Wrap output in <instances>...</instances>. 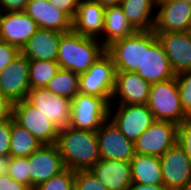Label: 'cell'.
Wrapping results in <instances>:
<instances>
[{
    "label": "cell",
    "instance_id": "cell-1",
    "mask_svg": "<svg viewBox=\"0 0 191 190\" xmlns=\"http://www.w3.org/2000/svg\"><path fill=\"white\" fill-rule=\"evenodd\" d=\"M55 144L65 168L89 170L100 159L95 131L64 128L59 130Z\"/></svg>",
    "mask_w": 191,
    "mask_h": 190
},
{
    "label": "cell",
    "instance_id": "cell-2",
    "mask_svg": "<svg viewBox=\"0 0 191 190\" xmlns=\"http://www.w3.org/2000/svg\"><path fill=\"white\" fill-rule=\"evenodd\" d=\"M106 52L98 38L83 36L73 30L60 37L57 63L78 75L85 73Z\"/></svg>",
    "mask_w": 191,
    "mask_h": 190
},
{
    "label": "cell",
    "instance_id": "cell-3",
    "mask_svg": "<svg viewBox=\"0 0 191 190\" xmlns=\"http://www.w3.org/2000/svg\"><path fill=\"white\" fill-rule=\"evenodd\" d=\"M146 105L155 120L171 121L178 125L189 118L183 110L175 77L153 83Z\"/></svg>",
    "mask_w": 191,
    "mask_h": 190
},
{
    "label": "cell",
    "instance_id": "cell-4",
    "mask_svg": "<svg viewBox=\"0 0 191 190\" xmlns=\"http://www.w3.org/2000/svg\"><path fill=\"white\" fill-rule=\"evenodd\" d=\"M115 79L114 61L106 51L85 73L79 75V93L101 97L110 105Z\"/></svg>",
    "mask_w": 191,
    "mask_h": 190
},
{
    "label": "cell",
    "instance_id": "cell-5",
    "mask_svg": "<svg viewBox=\"0 0 191 190\" xmlns=\"http://www.w3.org/2000/svg\"><path fill=\"white\" fill-rule=\"evenodd\" d=\"M136 73L151 84L175 77L164 48L153 30L144 31L142 66Z\"/></svg>",
    "mask_w": 191,
    "mask_h": 190
},
{
    "label": "cell",
    "instance_id": "cell-6",
    "mask_svg": "<svg viewBox=\"0 0 191 190\" xmlns=\"http://www.w3.org/2000/svg\"><path fill=\"white\" fill-rule=\"evenodd\" d=\"M114 107L109 105V119L133 143L156 121L146 104H119L113 113Z\"/></svg>",
    "mask_w": 191,
    "mask_h": 190
},
{
    "label": "cell",
    "instance_id": "cell-7",
    "mask_svg": "<svg viewBox=\"0 0 191 190\" xmlns=\"http://www.w3.org/2000/svg\"><path fill=\"white\" fill-rule=\"evenodd\" d=\"M109 118V104L101 97L78 93L71 100L70 127L97 131Z\"/></svg>",
    "mask_w": 191,
    "mask_h": 190
},
{
    "label": "cell",
    "instance_id": "cell-8",
    "mask_svg": "<svg viewBox=\"0 0 191 190\" xmlns=\"http://www.w3.org/2000/svg\"><path fill=\"white\" fill-rule=\"evenodd\" d=\"M35 109L51 120L58 130L68 128L71 124V100L51 93L46 88H33L25 99Z\"/></svg>",
    "mask_w": 191,
    "mask_h": 190
},
{
    "label": "cell",
    "instance_id": "cell-9",
    "mask_svg": "<svg viewBox=\"0 0 191 190\" xmlns=\"http://www.w3.org/2000/svg\"><path fill=\"white\" fill-rule=\"evenodd\" d=\"M177 124L156 120L134 142L137 154L160 157L177 142Z\"/></svg>",
    "mask_w": 191,
    "mask_h": 190
},
{
    "label": "cell",
    "instance_id": "cell-10",
    "mask_svg": "<svg viewBox=\"0 0 191 190\" xmlns=\"http://www.w3.org/2000/svg\"><path fill=\"white\" fill-rule=\"evenodd\" d=\"M14 120L27 129L42 145L55 144L59 133L55 124L25 99L14 103Z\"/></svg>",
    "mask_w": 191,
    "mask_h": 190
},
{
    "label": "cell",
    "instance_id": "cell-11",
    "mask_svg": "<svg viewBox=\"0 0 191 190\" xmlns=\"http://www.w3.org/2000/svg\"><path fill=\"white\" fill-rule=\"evenodd\" d=\"M144 31L113 41L106 47L114 61L116 71L136 72L142 66Z\"/></svg>",
    "mask_w": 191,
    "mask_h": 190
},
{
    "label": "cell",
    "instance_id": "cell-12",
    "mask_svg": "<svg viewBox=\"0 0 191 190\" xmlns=\"http://www.w3.org/2000/svg\"><path fill=\"white\" fill-rule=\"evenodd\" d=\"M163 185L168 190H177L191 181V160L176 142L160 156Z\"/></svg>",
    "mask_w": 191,
    "mask_h": 190
},
{
    "label": "cell",
    "instance_id": "cell-13",
    "mask_svg": "<svg viewBox=\"0 0 191 190\" xmlns=\"http://www.w3.org/2000/svg\"><path fill=\"white\" fill-rule=\"evenodd\" d=\"M30 190L65 169L56 144H43L29 157Z\"/></svg>",
    "mask_w": 191,
    "mask_h": 190
},
{
    "label": "cell",
    "instance_id": "cell-14",
    "mask_svg": "<svg viewBox=\"0 0 191 190\" xmlns=\"http://www.w3.org/2000/svg\"><path fill=\"white\" fill-rule=\"evenodd\" d=\"M100 158L130 162L135 155L129 141L108 118L96 131Z\"/></svg>",
    "mask_w": 191,
    "mask_h": 190
},
{
    "label": "cell",
    "instance_id": "cell-15",
    "mask_svg": "<svg viewBox=\"0 0 191 190\" xmlns=\"http://www.w3.org/2000/svg\"><path fill=\"white\" fill-rule=\"evenodd\" d=\"M153 31L186 32L191 21V4L179 0H157Z\"/></svg>",
    "mask_w": 191,
    "mask_h": 190
},
{
    "label": "cell",
    "instance_id": "cell-16",
    "mask_svg": "<svg viewBox=\"0 0 191 190\" xmlns=\"http://www.w3.org/2000/svg\"><path fill=\"white\" fill-rule=\"evenodd\" d=\"M29 90V60L20 53L1 71L0 93L15 103L26 99Z\"/></svg>",
    "mask_w": 191,
    "mask_h": 190
},
{
    "label": "cell",
    "instance_id": "cell-17",
    "mask_svg": "<svg viewBox=\"0 0 191 190\" xmlns=\"http://www.w3.org/2000/svg\"><path fill=\"white\" fill-rule=\"evenodd\" d=\"M151 85L136 72L116 71L111 104L118 98V104H147Z\"/></svg>",
    "mask_w": 191,
    "mask_h": 190
},
{
    "label": "cell",
    "instance_id": "cell-18",
    "mask_svg": "<svg viewBox=\"0 0 191 190\" xmlns=\"http://www.w3.org/2000/svg\"><path fill=\"white\" fill-rule=\"evenodd\" d=\"M37 29L36 22L24 11H4L0 24V40L21 50Z\"/></svg>",
    "mask_w": 191,
    "mask_h": 190
},
{
    "label": "cell",
    "instance_id": "cell-19",
    "mask_svg": "<svg viewBox=\"0 0 191 190\" xmlns=\"http://www.w3.org/2000/svg\"><path fill=\"white\" fill-rule=\"evenodd\" d=\"M175 75L191 70V37L187 32L156 33Z\"/></svg>",
    "mask_w": 191,
    "mask_h": 190
},
{
    "label": "cell",
    "instance_id": "cell-20",
    "mask_svg": "<svg viewBox=\"0 0 191 190\" xmlns=\"http://www.w3.org/2000/svg\"><path fill=\"white\" fill-rule=\"evenodd\" d=\"M38 28L66 33L72 30V20L48 0H29L24 10Z\"/></svg>",
    "mask_w": 191,
    "mask_h": 190
},
{
    "label": "cell",
    "instance_id": "cell-21",
    "mask_svg": "<svg viewBox=\"0 0 191 190\" xmlns=\"http://www.w3.org/2000/svg\"><path fill=\"white\" fill-rule=\"evenodd\" d=\"M89 170L108 190H126L132 183L130 162L100 158Z\"/></svg>",
    "mask_w": 191,
    "mask_h": 190
},
{
    "label": "cell",
    "instance_id": "cell-22",
    "mask_svg": "<svg viewBox=\"0 0 191 190\" xmlns=\"http://www.w3.org/2000/svg\"><path fill=\"white\" fill-rule=\"evenodd\" d=\"M105 9L95 0H80L72 30L83 36L99 38L103 33Z\"/></svg>",
    "mask_w": 191,
    "mask_h": 190
},
{
    "label": "cell",
    "instance_id": "cell-23",
    "mask_svg": "<svg viewBox=\"0 0 191 190\" xmlns=\"http://www.w3.org/2000/svg\"><path fill=\"white\" fill-rule=\"evenodd\" d=\"M63 33L38 28L20 50L28 60L57 61L60 37Z\"/></svg>",
    "mask_w": 191,
    "mask_h": 190
},
{
    "label": "cell",
    "instance_id": "cell-24",
    "mask_svg": "<svg viewBox=\"0 0 191 190\" xmlns=\"http://www.w3.org/2000/svg\"><path fill=\"white\" fill-rule=\"evenodd\" d=\"M157 0H122L120 6L135 31H151L154 27Z\"/></svg>",
    "mask_w": 191,
    "mask_h": 190
},
{
    "label": "cell",
    "instance_id": "cell-25",
    "mask_svg": "<svg viewBox=\"0 0 191 190\" xmlns=\"http://www.w3.org/2000/svg\"><path fill=\"white\" fill-rule=\"evenodd\" d=\"M132 182L163 185L160 157L135 153L130 161Z\"/></svg>",
    "mask_w": 191,
    "mask_h": 190
},
{
    "label": "cell",
    "instance_id": "cell-26",
    "mask_svg": "<svg viewBox=\"0 0 191 190\" xmlns=\"http://www.w3.org/2000/svg\"><path fill=\"white\" fill-rule=\"evenodd\" d=\"M135 30L129 24L120 5L110 6L105 9L103 33L98 38L107 47L113 41L131 36ZM104 35V36H103Z\"/></svg>",
    "mask_w": 191,
    "mask_h": 190
},
{
    "label": "cell",
    "instance_id": "cell-27",
    "mask_svg": "<svg viewBox=\"0 0 191 190\" xmlns=\"http://www.w3.org/2000/svg\"><path fill=\"white\" fill-rule=\"evenodd\" d=\"M42 144L12 118L10 156L29 157Z\"/></svg>",
    "mask_w": 191,
    "mask_h": 190
},
{
    "label": "cell",
    "instance_id": "cell-28",
    "mask_svg": "<svg viewBox=\"0 0 191 190\" xmlns=\"http://www.w3.org/2000/svg\"><path fill=\"white\" fill-rule=\"evenodd\" d=\"M45 88L51 93L72 100L79 93V75L60 68Z\"/></svg>",
    "mask_w": 191,
    "mask_h": 190
},
{
    "label": "cell",
    "instance_id": "cell-29",
    "mask_svg": "<svg viewBox=\"0 0 191 190\" xmlns=\"http://www.w3.org/2000/svg\"><path fill=\"white\" fill-rule=\"evenodd\" d=\"M59 69L57 61L29 60L30 89L45 88Z\"/></svg>",
    "mask_w": 191,
    "mask_h": 190
},
{
    "label": "cell",
    "instance_id": "cell-30",
    "mask_svg": "<svg viewBox=\"0 0 191 190\" xmlns=\"http://www.w3.org/2000/svg\"><path fill=\"white\" fill-rule=\"evenodd\" d=\"M75 170L65 168L59 174L53 176L32 190H74Z\"/></svg>",
    "mask_w": 191,
    "mask_h": 190
},
{
    "label": "cell",
    "instance_id": "cell-31",
    "mask_svg": "<svg viewBox=\"0 0 191 190\" xmlns=\"http://www.w3.org/2000/svg\"><path fill=\"white\" fill-rule=\"evenodd\" d=\"M9 176L30 189L29 159L28 157L10 156L8 172Z\"/></svg>",
    "mask_w": 191,
    "mask_h": 190
},
{
    "label": "cell",
    "instance_id": "cell-32",
    "mask_svg": "<svg viewBox=\"0 0 191 190\" xmlns=\"http://www.w3.org/2000/svg\"><path fill=\"white\" fill-rule=\"evenodd\" d=\"M185 114L191 118V70L175 75Z\"/></svg>",
    "mask_w": 191,
    "mask_h": 190
},
{
    "label": "cell",
    "instance_id": "cell-33",
    "mask_svg": "<svg viewBox=\"0 0 191 190\" xmlns=\"http://www.w3.org/2000/svg\"><path fill=\"white\" fill-rule=\"evenodd\" d=\"M74 190H108L90 170H76Z\"/></svg>",
    "mask_w": 191,
    "mask_h": 190
},
{
    "label": "cell",
    "instance_id": "cell-34",
    "mask_svg": "<svg viewBox=\"0 0 191 190\" xmlns=\"http://www.w3.org/2000/svg\"><path fill=\"white\" fill-rule=\"evenodd\" d=\"M177 143L184 149L191 160V118L177 126Z\"/></svg>",
    "mask_w": 191,
    "mask_h": 190
},
{
    "label": "cell",
    "instance_id": "cell-35",
    "mask_svg": "<svg viewBox=\"0 0 191 190\" xmlns=\"http://www.w3.org/2000/svg\"><path fill=\"white\" fill-rule=\"evenodd\" d=\"M20 49L14 45L0 40V73L4 70L19 54Z\"/></svg>",
    "mask_w": 191,
    "mask_h": 190
},
{
    "label": "cell",
    "instance_id": "cell-36",
    "mask_svg": "<svg viewBox=\"0 0 191 190\" xmlns=\"http://www.w3.org/2000/svg\"><path fill=\"white\" fill-rule=\"evenodd\" d=\"M12 119L0 123V157L10 156Z\"/></svg>",
    "mask_w": 191,
    "mask_h": 190
},
{
    "label": "cell",
    "instance_id": "cell-37",
    "mask_svg": "<svg viewBox=\"0 0 191 190\" xmlns=\"http://www.w3.org/2000/svg\"><path fill=\"white\" fill-rule=\"evenodd\" d=\"M80 0H48L54 7L65 13L72 21L75 18Z\"/></svg>",
    "mask_w": 191,
    "mask_h": 190
},
{
    "label": "cell",
    "instance_id": "cell-38",
    "mask_svg": "<svg viewBox=\"0 0 191 190\" xmlns=\"http://www.w3.org/2000/svg\"><path fill=\"white\" fill-rule=\"evenodd\" d=\"M14 102L0 93V123L7 122L13 118Z\"/></svg>",
    "mask_w": 191,
    "mask_h": 190
},
{
    "label": "cell",
    "instance_id": "cell-39",
    "mask_svg": "<svg viewBox=\"0 0 191 190\" xmlns=\"http://www.w3.org/2000/svg\"><path fill=\"white\" fill-rule=\"evenodd\" d=\"M0 190H30L26 185L13 180L8 173L0 174Z\"/></svg>",
    "mask_w": 191,
    "mask_h": 190
},
{
    "label": "cell",
    "instance_id": "cell-40",
    "mask_svg": "<svg viewBox=\"0 0 191 190\" xmlns=\"http://www.w3.org/2000/svg\"><path fill=\"white\" fill-rule=\"evenodd\" d=\"M29 0H0V8L8 12L24 11Z\"/></svg>",
    "mask_w": 191,
    "mask_h": 190
},
{
    "label": "cell",
    "instance_id": "cell-41",
    "mask_svg": "<svg viewBox=\"0 0 191 190\" xmlns=\"http://www.w3.org/2000/svg\"><path fill=\"white\" fill-rule=\"evenodd\" d=\"M126 190H168L164 185H144L132 182Z\"/></svg>",
    "mask_w": 191,
    "mask_h": 190
},
{
    "label": "cell",
    "instance_id": "cell-42",
    "mask_svg": "<svg viewBox=\"0 0 191 190\" xmlns=\"http://www.w3.org/2000/svg\"><path fill=\"white\" fill-rule=\"evenodd\" d=\"M9 160L10 156L0 157V174L8 172Z\"/></svg>",
    "mask_w": 191,
    "mask_h": 190
},
{
    "label": "cell",
    "instance_id": "cell-43",
    "mask_svg": "<svg viewBox=\"0 0 191 190\" xmlns=\"http://www.w3.org/2000/svg\"><path fill=\"white\" fill-rule=\"evenodd\" d=\"M95 1L101 4L105 8L110 6L120 5L122 2V0H95Z\"/></svg>",
    "mask_w": 191,
    "mask_h": 190
},
{
    "label": "cell",
    "instance_id": "cell-44",
    "mask_svg": "<svg viewBox=\"0 0 191 190\" xmlns=\"http://www.w3.org/2000/svg\"><path fill=\"white\" fill-rule=\"evenodd\" d=\"M177 190H191V181Z\"/></svg>",
    "mask_w": 191,
    "mask_h": 190
},
{
    "label": "cell",
    "instance_id": "cell-45",
    "mask_svg": "<svg viewBox=\"0 0 191 190\" xmlns=\"http://www.w3.org/2000/svg\"><path fill=\"white\" fill-rule=\"evenodd\" d=\"M188 34H189V36L191 37V21H190V23H189V25H188V28H187V31H186Z\"/></svg>",
    "mask_w": 191,
    "mask_h": 190
},
{
    "label": "cell",
    "instance_id": "cell-46",
    "mask_svg": "<svg viewBox=\"0 0 191 190\" xmlns=\"http://www.w3.org/2000/svg\"><path fill=\"white\" fill-rule=\"evenodd\" d=\"M3 12L4 11L0 8V24H1V18H2Z\"/></svg>",
    "mask_w": 191,
    "mask_h": 190
},
{
    "label": "cell",
    "instance_id": "cell-47",
    "mask_svg": "<svg viewBox=\"0 0 191 190\" xmlns=\"http://www.w3.org/2000/svg\"><path fill=\"white\" fill-rule=\"evenodd\" d=\"M191 4V0H179Z\"/></svg>",
    "mask_w": 191,
    "mask_h": 190
}]
</instances>
